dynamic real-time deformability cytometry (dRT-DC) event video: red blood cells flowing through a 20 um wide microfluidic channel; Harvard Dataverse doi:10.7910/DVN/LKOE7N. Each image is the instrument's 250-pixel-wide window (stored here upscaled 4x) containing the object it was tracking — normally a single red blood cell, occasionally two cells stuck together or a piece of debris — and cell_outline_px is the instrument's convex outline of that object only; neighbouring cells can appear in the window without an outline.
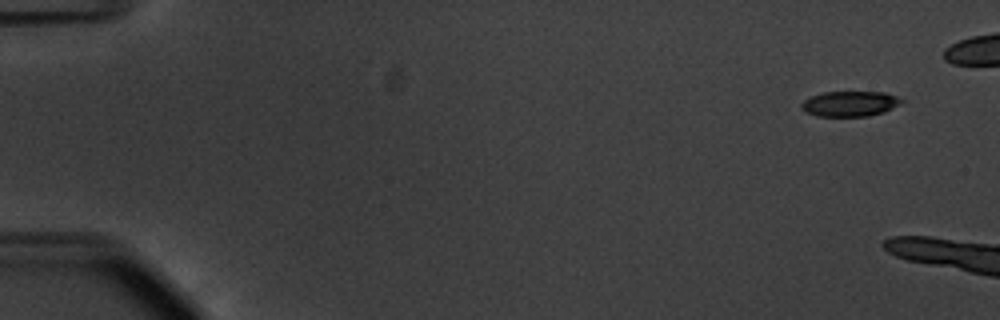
{"species": "common noctule bat (a hibernating species)", "species_latin": "Nyctalus noctula", "temperature_condition": "warm", "stored_images_in_passage": 10, "camera_frame_rate_fps": 3000, "um_per_image_px": 0.085, "animal": {"sex": "male", "body_mass_g": 20.1, "forearm_length_mm": 53.5}, "frame": {"image": 1, "passage_image": 4, "time_ms": 1.0, "image_size_px": [1000, 320], "cell_outline_px": [[904, 100], [900, 104], [884, 112], [868, 116], [816, 116], [804, 112], [800, 108], [800, 104], [804, 100], [812, 96], [824, 92], [884, 92], [896, 96]], "centroid_in_image_um": [72.21, 8.82], "position_along_channel_um": 12.8, "area_um2": 14.8}}